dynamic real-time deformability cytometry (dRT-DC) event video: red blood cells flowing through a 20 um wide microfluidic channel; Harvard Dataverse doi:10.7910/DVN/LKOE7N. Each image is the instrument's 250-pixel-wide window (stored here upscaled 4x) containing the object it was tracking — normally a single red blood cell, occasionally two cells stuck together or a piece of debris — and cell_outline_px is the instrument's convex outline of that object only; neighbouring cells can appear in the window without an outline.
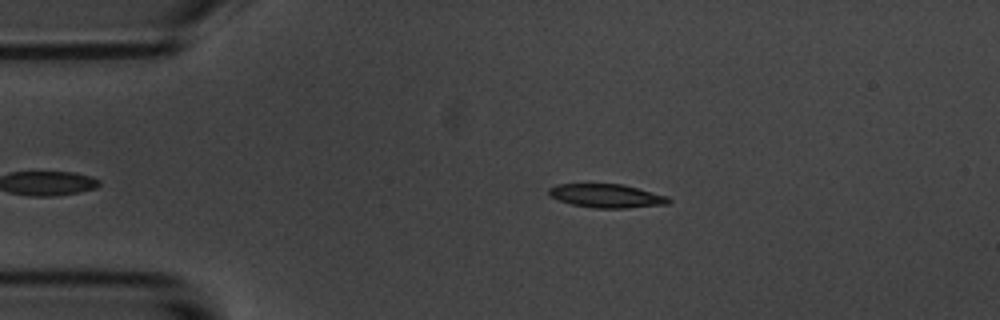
{"species": "common noctule bat (a hibernating species)", "species_latin": "Nyctalus noctula", "temperature_condition": "room temperature", "stored_images_in_passage": 43, "camera_frame_rate_fps": 3000, "um_per_image_px": 0.085, "animal": {"sex": "male", "body_mass_g": 20.1, "forearm_length_mm": 53.5}, "frame": {"image": 1, "passage_image": 4, "time_ms": 1.0, "image_size_px": [1000, 320], "cell_outline_px": [[672, 200], [668, 204], [628, 208], [592, 208], [572, 204], [548, 196], [548, 188], [556, 184], [624, 184], [668, 196]], "centroid_in_image_um": [51.57, 16.65], "position_along_channel_um": 33.4, "area_um2": 16.65}}
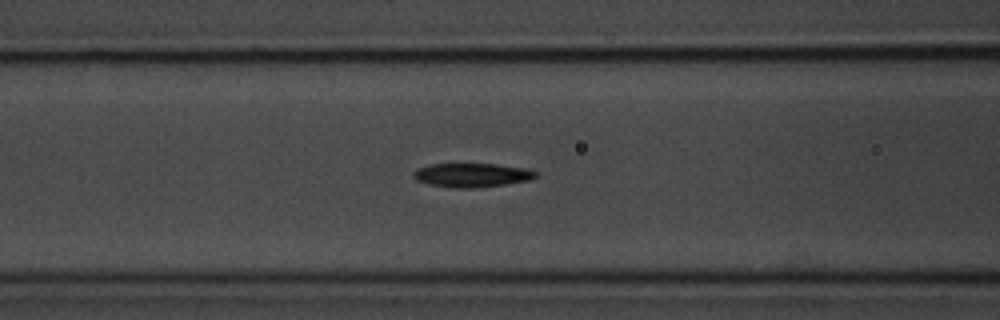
{"frame": {"image": 2, "passage_image": 15, "time_ms": 4.667, "image_size_px": [1000, 320], "cell_outline_px": [[540, 176], [528, 180], [504, 184], [472, 188], [452, 188], [432, 184], [416, 180], [412, 176], [412, 172], [416, 168], [428, 164], [496, 164], [524, 168], [540, 172]], "centroid_in_image_um": [40.11, 14.87], "position_along_channel_um": 126.5, "area_um2": 17.11}}
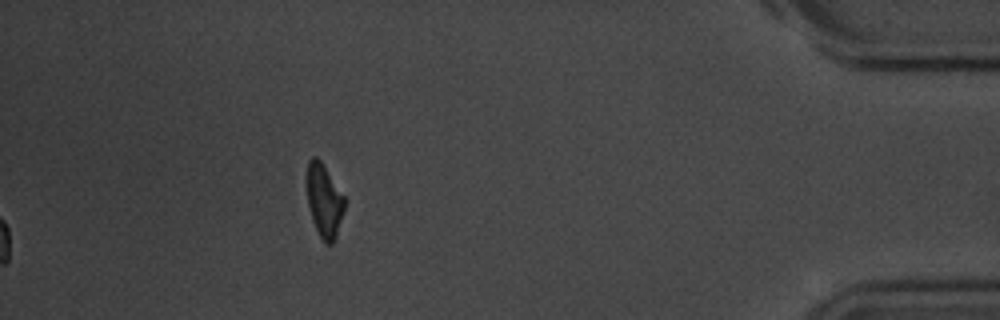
{"frame": {"image": 3, "passage_image": 43, "time_ms": 14.0, "image_size_px": [1000, 320], "cell_outline_px": [[344, 212], [336, 236], [332, 244], [324, 244], [312, 220], [308, 204], [308, 160], [312, 156], [316, 156], [320, 160], [344, 196]], "centroid_in_image_um": [27.57, 17.09], "position_along_channel_um": 407.6, "area_um2": 15.72}, "authors_computed_cell_mechanics": {"area_um2": 16.5886, "velocity_mm_per_s": 3.5826, "shape_relaxation_time_tau1_ms": 3.4199, "shape_relaxation_time_tau2_ms": 2.8921, "deformation_change_tau1": 0.1559, "deformation_change_tau2": 0.0987}}